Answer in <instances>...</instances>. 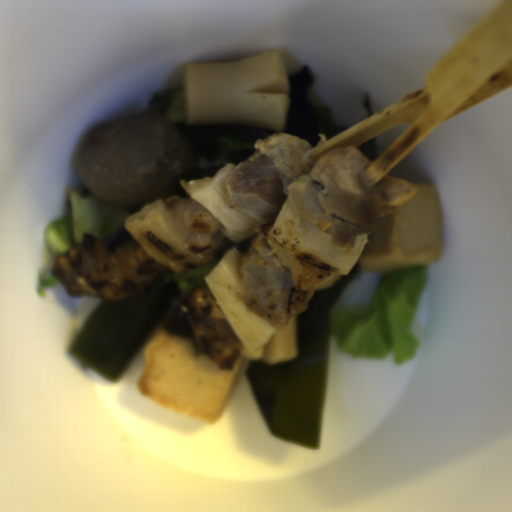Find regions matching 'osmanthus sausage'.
Instances as JSON below:
<instances>
[{
	"label": "osmanthus sausage",
	"instance_id": "obj_1",
	"mask_svg": "<svg viewBox=\"0 0 512 512\" xmlns=\"http://www.w3.org/2000/svg\"><path fill=\"white\" fill-rule=\"evenodd\" d=\"M186 125H244L286 133L290 85L279 50L234 61L188 63L182 73Z\"/></svg>",
	"mask_w": 512,
	"mask_h": 512
},
{
	"label": "osmanthus sausage",
	"instance_id": "obj_2",
	"mask_svg": "<svg viewBox=\"0 0 512 512\" xmlns=\"http://www.w3.org/2000/svg\"><path fill=\"white\" fill-rule=\"evenodd\" d=\"M297 323L298 314L293 315L283 328L277 329L260 349L250 350L242 347L240 357L246 360L262 361L271 366L291 361L298 355Z\"/></svg>",
	"mask_w": 512,
	"mask_h": 512
}]
</instances>
